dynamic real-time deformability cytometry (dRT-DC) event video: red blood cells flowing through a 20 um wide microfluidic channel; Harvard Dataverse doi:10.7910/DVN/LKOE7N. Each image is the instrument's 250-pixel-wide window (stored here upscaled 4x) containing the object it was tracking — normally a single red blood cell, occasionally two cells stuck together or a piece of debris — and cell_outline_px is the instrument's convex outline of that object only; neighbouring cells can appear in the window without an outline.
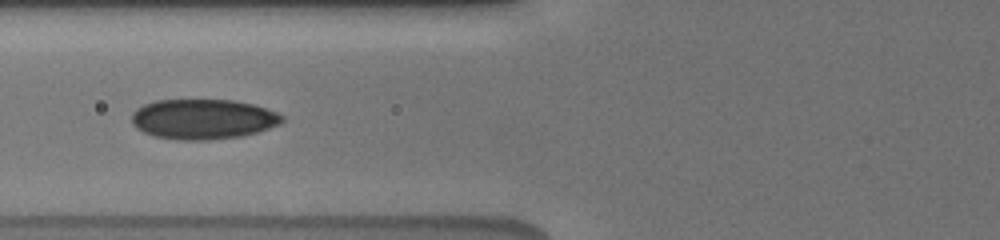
{"species": "human", "species_latin": "Homo sapiens", "temperature_condition": "cold", "stored_images_in_passage": 8, "camera_frame_rate_fps": 3000, "um_per_image_px": 0.085, "donor": {"sex": "male"}, "frame": {"image": 1, "passage_image": 4, "time_ms": 2.667, "image_size_px": [1000, 240], "cell_outline_px": [[284, 120], [280, 124], [256, 132], [240, 136], [208, 140], [180, 140], [152, 136], [136, 128], [132, 124], [132, 112], [136, 108], [144, 104], [156, 100], [232, 100], [252, 104], [276, 112], [284, 116]], "centroid_in_image_um": [17.22, 10.13], "position_along_channel_um": 108.6, "area_um2": 35.14}}
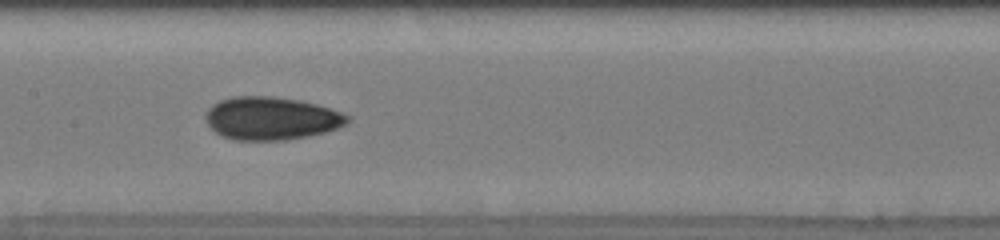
{"frame": {"image": 2, "passage_image": 6, "time_ms": 4.667, "image_size_px": [1000, 240], "cell_outline_px": [[352, 116], [348, 124], [324, 132], [308, 136], [284, 140], [232, 140], [220, 136], [208, 124], [204, 116], [208, 108], [212, 104], [220, 100], [232, 96], [272, 96], [300, 100], [316, 104]], "centroid_in_image_um": [23.04, 10.06], "position_along_channel_um": 184.4, "area_um2": 35.72}}
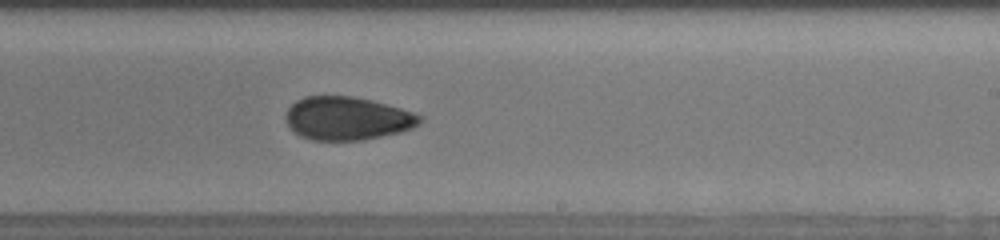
{"frame": {"image": 3, "passage_image": 8, "time_ms": 6.667, "image_size_px": [1000, 240], "cell_outline_px": [[424, 120], [420, 124], [412, 128], [400, 132], [364, 140], [312, 140], [300, 136], [292, 132], [284, 120], [284, 116], [288, 108], [296, 100], [304, 96], [352, 96], [372, 100], [400, 108], [424, 116]], "centroid_in_image_um": [29.5, 10.07], "position_along_channel_um": 259.5, "area_um2": 34.22}}